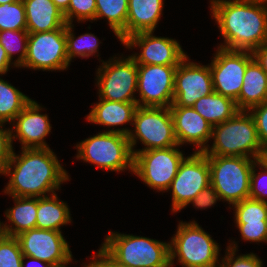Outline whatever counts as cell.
<instances>
[{"instance_id":"45","label":"cell","mask_w":267,"mask_h":267,"mask_svg":"<svg viewBox=\"0 0 267 267\" xmlns=\"http://www.w3.org/2000/svg\"><path fill=\"white\" fill-rule=\"evenodd\" d=\"M53 3L57 6V8L64 13L70 4L71 0H52Z\"/></svg>"},{"instance_id":"24","label":"cell","mask_w":267,"mask_h":267,"mask_svg":"<svg viewBox=\"0 0 267 267\" xmlns=\"http://www.w3.org/2000/svg\"><path fill=\"white\" fill-rule=\"evenodd\" d=\"M93 108L87 115L88 122L103 126L117 127L125 123L133 124V117L137 102H119L99 98V102L92 105Z\"/></svg>"},{"instance_id":"42","label":"cell","mask_w":267,"mask_h":267,"mask_svg":"<svg viewBox=\"0 0 267 267\" xmlns=\"http://www.w3.org/2000/svg\"><path fill=\"white\" fill-rule=\"evenodd\" d=\"M253 57L267 74V43H264L253 52Z\"/></svg>"},{"instance_id":"11","label":"cell","mask_w":267,"mask_h":267,"mask_svg":"<svg viewBox=\"0 0 267 267\" xmlns=\"http://www.w3.org/2000/svg\"><path fill=\"white\" fill-rule=\"evenodd\" d=\"M67 58L66 26L49 32L28 35L27 56L20 67L34 70H65Z\"/></svg>"},{"instance_id":"30","label":"cell","mask_w":267,"mask_h":267,"mask_svg":"<svg viewBox=\"0 0 267 267\" xmlns=\"http://www.w3.org/2000/svg\"><path fill=\"white\" fill-rule=\"evenodd\" d=\"M28 35L29 33L27 30L0 31V44L6 50L10 61L13 60V55H15L17 52H20L19 56L14 62L16 67H20L26 59Z\"/></svg>"},{"instance_id":"3","label":"cell","mask_w":267,"mask_h":267,"mask_svg":"<svg viewBox=\"0 0 267 267\" xmlns=\"http://www.w3.org/2000/svg\"><path fill=\"white\" fill-rule=\"evenodd\" d=\"M213 144L206 156H238L259 160L263 150L253 116L238 111L232 118L212 127Z\"/></svg>"},{"instance_id":"34","label":"cell","mask_w":267,"mask_h":267,"mask_svg":"<svg viewBox=\"0 0 267 267\" xmlns=\"http://www.w3.org/2000/svg\"><path fill=\"white\" fill-rule=\"evenodd\" d=\"M67 24L77 21H95L96 0H71L68 9L63 13Z\"/></svg>"},{"instance_id":"21","label":"cell","mask_w":267,"mask_h":267,"mask_svg":"<svg viewBox=\"0 0 267 267\" xmlns=\"http://www.w3.org/2000/svg\"><path fill=\"white\" fill-rule=\"evenodd\" d=\"M266 101L267 74L253 59L246 67L242 89L235 103L239 111H249Z\"/></svg>"},{"instance_id":"5","label":"cell","mask_w":267,"mask_h":267,"mask_svg":"<svg viewBox=\"0 0 267 267\" xmlns=\"http://www.w3.org/2000/svg\"><path fill=\"white\" fill-rule=\"evenodd\" d=\"M131 129L117 128L98 133L76 145L77 159L110 171L129 169L133 173V160L128 134Z\"/></svg>"},{"instance_id":"47","label":"cell","mask_w":267,"mask_h":267,"mask_svg":"<svg viewBox=\"0 0 267 267\" xmlns=\"http://www.w3.org/2000/svg\"><path fill=\"white\" fill-rule=\"evenodd\" d=\"M16 1H19V0H0V5H4L6 3H13V2H16Z\"/></svg>"},{"instance_id":"4","label":"cell","mask_w":267,"mask_h":267,"mask_svg":"<svg viewBox=\"0 0 267 267\" xmlns=\"http://www.w3.org/2000/svg\"><path fill=\"white\" fill-rule=\"evenodd\" d=\"M101 248L127 267H170L169 242L109 231Z\"/></svg>"},{"instance_id":"33","label":"cell","mask_w":267,"mask_h":267,"mask_svg":"<svg viewBox=\"0 0 267 267\" xmlns=\"http://www.w3.org/2000/svg\"><path fill=\"white\" fill-rule=\"evenodd\" d=\"M23 256L18 238L0 233V267H22Z\"/></svg>"},{"instance_id":"38","label":"cell","mask_w":267,"mask_h":267,"mask_svg":"<svg viewBox=\"0 0 267 267\" xmlns=\"http://www.w3.org/2000/svg\"><path fill=\"white\" fill-rule=\"evenodd\" d=\"M253 116L259 141L263 149H267V101L249 110Z\"/></svg>"},{"instance_id":"15","label":"cell","mask_w":267,"mask_h":267,"mask_svg":"<svg viewBox=\"0 0 267 267\" xmlns=\"http://www.w3.org/2000/svg\"><path fill=\"white\" fill-rule=\"evenodd\" d=\"M17 238L25 256L45 261L53 267H66L73 260L62 232L32 228Z\"/></svg>"},{"instance_id":"36","label":"cell","mask_w":267,"mask_h":267,"mask_svg":"<svg viewBox=\"0 0 267 267\" xmlns=\"http://www.w3.org/2000/svg\"><path fill=\"white\" fill-rule=\"evenodd\" d=\"M258 165L262 171L258 174L255 168ZM260 166V167H259ZM250 199L267 202V167L257 160L251 170Z\"/></svg>"},{"instance_id":"19","label":"cell","mask_w":267,"mask_h":267,"mask_svg":"<svg viewBox=\"0 0 267 267\" xmlns=\"http://www.w3.org/2000/svg\"><path fill=\"white\" fill-rule=\"evenodd\" d=\"M174 123V133L180 145L193 144L196 152H204L212 136V125L193 107L170 106Z\"/></svg>"},{"instance_id":"28","label":"cell","mask_w":267,"mask_h":267,"mask_svg":"<svg viewBox=\"0 0 267 267\" xmlns=\"http://www.w3.org/2000/svg\"><path fill=\"white\" fill-rule=\"evenodd\" d=\"M31 100L9 82L0 78V122L13 123L15 117Z\"/></svg>"},{"instance_id":"39","label":"cell","mask_w":267,"mask_h":267,"mask_svg":"<svg viewBox=\"0 0 267 267\" xmlns=\"http://www.w3.org/2000/svg\"><path fill=\"white\" fill-rule=\"evenodd\" d=\"M4 123L0 122V173L10 161L13 151L11 141V129L2 128Z\"/></svg>"},{"instance_id":"9","label":"cell","mask_w":267,"mask_h":267,"mask_svg":"<svg viewBox=\"0 0 267 267\" xmlns=\"http://www.w3.org/2000/svg\"><path fill=\"white\" fill-rule=\"evenodd\" d=\"M179 145L135 152L133 173L151 189L167 191L185 158ZM178 148V149H177Z\"/></svg>"},{"instance_id":"48","label":"cell","mask_w":267,"mask_h":267,"mask_svg":"<svg viewBox=\"0 0 267 267\" xmlns=\"http://www.w3.org/2000/svg\"><path fill=\"white\" fill-rule=\"evenodd\" d=\"M260 1H262V2H264V3H266V4H267V0H260Z\"/></svg>"},{"instance_id":"7","label":"cell","mask_w":267,"mask_h":267,"mask_svg":"<svg viewBox=\"0 0 267 267\" xmlns=\"http://www.w3.org/2000/svg\"><path fill=\"white\" fill-rule=\"evenodd\" d=\"M210 184L221 200L235 204L249 198L251 170L256 159L238 156H207Z\"/></svg>"},{"instance_id":"31","label":"cell","mask_w":267,"mask_h":267,"mask_svg":"<svg viewBox=\"0 0 267 267\" xmlns=\"http://www.w3.org/2000/svg\"><path fill=\"white\" fill-rule=\"evenodd\" d=\"M235 223H254L267 220V202L244 199L232 205Z\"/></svg>"},{"instance_id":"13","label":"cell","mask_w":267,"mask_h":267,"mask_svg":"<svg viewBox=\"0 0 267 267\" xmlns=\"http://www.w3.org/2000/svg\"><path fill=\"white\" fill-rule=\"evenodd\" d=\"M209 65L214 91L236 101L242 89L247 65L254 59L250 51L217 48Z\"/></svg>"},{"instance_id":"1","label":"cell","mask_w":267,"mask_h":267,"mask_svg":"<svg viewBox=\"0 0 267 267\" xmlns=\"http://www.w3.org/2000/svg\"><path fill=\"white\" fill-rule=\"evenodd\" d=\"M21 150V154L17 155L13 149L10 161L0 173L10 178L5 194L40 198L56 193L61 188L60 184L69 181L67 171L50 148Z\"/></svg>"},{"instance_id":"29","label":"cell","mask_w":267,"mask_h":267,"mask_svg":"<svg viewBox=\"0 0 267 267\" xmlns=\"http://www.w3.org/2000/svg\"><path fill=\"white\" fill-rule=\"evenodd\" d=\"M74 24L66 25V47L69 62L75 57L88 58L96 55L99 47L98 38L91 33L75 37L73 33Z\"/></svg>"},{"instance_id":"8","label":"cell","mask_w":267,"mask_h":267,"mask_svg":"<svg viewBox=\"0 0 267 267\" xmlns=\"http://www.w3.org/2000/svg\"><path fill=\"white\" fill-rule=\"evenodd\" d=\"M134 130L128 134L132 154L135 152L165 149L179 145L169 107H137L133 117ZM135 132V133H134ZM137 140L145 146L135 150Z\"/></svg>"},{"instance_id":"40","label":"cell","mask_w":267,"mask_h":267,"mask_svg":"<svg viewBox=\"0 0 267 267\" xmlns=\"http://www.w3.org/2000/svg\"><path fill=\"white\" fill-rule=\"evenodd\" d=\"M220 200L221 197L218 195V192L213 188V186L210 184L203 190H201L194 199L191 200V204L195 206L196 208L200 209H206L214 204H216V201Z\"/></svg>"},{"instance_id":"37","label":"cell","mask_w":267,"mask_h":267,"mask_svg":"<svg viewBox=\"0 0 267 267\" xmlns=\"http://www.w3.org/2000/svg\"><path fill=\"white\" fill-rule=\"evenodd\" d=\"M241 238L251 242H267V220L254 223H236Z\"/></svg>"},{"instance_id":"41","label":"cell","mask_w":267,"mask_h":267,"mask_svg":"<svg viewBox=\"0 0 267 267\" xmlns=\"http://www.w3.org/2000/svg\"><path fill=\"white\" fill-rule=\"evenodd\" d=\"M92 257L90 263L87 264L89 267H127L117 263L102 248H100L96 255H93Z\"/></svg>"},{"instance_id":"12","label":"cell","mask_w":267,"mask_h":267,"mask_svg":"<svg viewBox=\"0 0 267 267\" xmlns=\"http://www.w3.org/2000/svg\"><path fill=\"white\" fill-rule=\"evenodd\" d=\"M210 185V168L207 156L196 152L183 159L168 190H172V212L190 204L196 195Z\"/></svg>"},{"instance_id":"20","label":"cell","mask_w":267,"mask_h":267,"mask_svg":"<svg viewBox=\"0 0 267 267\" xmlns=\"http://www.w3.org/2000/svg\"><path fill=\"white\" fill-rule=\"evenodd\" d=\"M26 30L30 33L49 32L66 26L64 14L52 0H23Z\"/></svg>"},{"instance_id":"46","label":"cell","mask_w":267,"mask_h":267,"mask_svg":"<svg viewBox=\"0 0 267 267\" xmlns=\"http://www.w3.org/2000/svg\"><path fill=\"white\" fill-rule=\"evenodd\" d=\"M259 161L267 167V149H263Z\"/></svg>"},{"instance_id":"43","label":"cell","mask_w":267,"mask_h":267,"mask_svg":"<svg viewBox=\"0 0 267 267\" xmlns=\"http://www.w3.org/2000/svg\"><path fill=\"white\" fill-rule=\"evenodd\" d=\"M15 63L10 61L6 50L3 48V46L0 44V75L6 74L10 69L9 67Z\"/></svg>"},{"instance_id":"35","label":"cell","mask_w":267,"mask_h":267,"mask_svg":"<svg viewBox=\"0 0 267 267\" xmlns=\"http://www.w3.org/2000/svg\"><path fill=\"white\" fill-rule=\"evenodd\" d=\"M229 243V246L226 248L225 257L222 258L219 267H262V260L254 253L236 255L237 243L235 241Z\"/></svg>"},{"instance_id":"26","label":"cell","mask_w":267,"mask_h":267,"mask_svg":"<svg viewBox=\"0 0 267 267\" xmlns=\"http://www.w3.org/2000/svg\"><path fill=\"white\" fill-rule=\"evenodd\" d=\"M192 107L212 126L223 123L239 111L233 99L215 91L201 97Z\"/></svg>"},{"instance_id":"44","label":"cell","mask_w":267,"mask_h":267,"mask_svg":"<svg viewBox=\"0 0 267 267\" xmlns=\"http://www.w3.org/2000/svg\"><path fill=\"white\" fill-rule=\"evenodd\" d=\"M25 259L27 260L29 259L27 265H25V262H24ZM22 267H53V266L45 261H41L39 259H35V258L24 255L22 258Z\"/></svg>"},{"instance_id":"2","label":"cell","mask_w":267,"mask_h":267,"mask_svg":"<svg viewBox=\"0 0 267 267\" xmlns=\"http://www.w3.org/2000/svg\"><path fill=\"white\" fill-rule=\"evenodd\" d=\"M224 44L220 48L253 52L267 43V5L260 0H211Z\"/></svg>"},{"instance_id":"22","label":"cell","mask_w":267,"mask_h":267,"mask_svg":"<svg viewBox=\"0 0 267 267\" xmlns=\"http://www.w3.org/2000/svg\"><path fill=\"white\" fill-rule=\"evenodd\" d=\"M163 2V0H129L126 38L139 32H154L163 15Z\"/></svg>"},{"instance_id":"6","label":"cell","mask_w":267,"mask_h":267,"mask_svg":"<svg viewBox=\"0 0 267 267\" xmlns=\"http://www.w3.org/2000/svg\"><path fill=\"white\" fill-rule=\"evenodd\" d=\"M170 267L174 260L182 267H219L220 247L210 234L206 233L196 221H181L177 232L169 242Z\"/></svg>"},{"instance_id":"14","label":"cell","mask_w":267,"mask_h":267,"mask_svg":"<svg viewBox=\"0 0 267 267\" xmlns=\"http://www.w3.org/2000/svg\"><path fill=\"white\" fill-rule=\"evenodd\" d=\"M177 66L138 65L139 107H170L174 100V75Z\"/></svg>"},{"instance_id":"32","label":"cell","mask_w":267,"mask_h":267,"mask_svg":"<svg viewBox=\"0 0 267 267\" xmlns=\"http://www.w3.org/2000/svg\"><path fill=\"white\" fill-rule=\"evenodd\" d=\"M26 24L23 0L0 5V31L26 30Z\"/></svg>"},{"instance_id":"10","label":"cell","mask_w":267,"mask_h":267,"mask_svg":"<svg viewBox=\"0 0 267 267\" xmlns=\"http://www.w3.org/2000/svg\"><path fill=\"white\" fill-rule=\"evenodd\" d=\"M97 69V86L99 98L119 101L137 102L138 65L131 56L113 57L103 61Z\"/></svg>"},{"instance_id":"25","label":"cell","mask_w":267,"mask_h":267,"mask_svg":"<svg viewBox=\"0 0 267 267\" xmlns=\"http://www.w3.org/2000/svg\"><path fill=\"white\" fill-rule=\"evenodd\" d=\"M68 205L56 193L37 197L36 228L62 232L60 227L71 223Z\"/></svg>"},{"instance_id":"23","label":"cell","mask_w":267,"mask_h":267,"mask_svg":"<svg viewBox=\"0 0 267 267\" xmlns=\"http://www.w3.org/2000/svg\"><path fill=\"white\" fill-rule=\"evenodd\" d=\"M11 197L14 199L15 205L5 212L10 225L0 221V233L17 237L23 232L36 228L37 197Z\"/></svg>"},{"instance_id":"18","label":"cell","mask_w":267,"mask_h":267,"mask_svg":"<svg viewBox=\"0 0 267 267\" xmlns=\"http://www.w3.org/2000/svg\"><path fill=\"white\" fill-rule=\"evenodd\" d=\"M40 110H43L41 106L31 100L15 117L14 126L11 127L12 143L17 138L22 144L21 148H49L44 139L51 132V125L48 115L41 114Z\"/></svg>"},{"instance_id":"27","label":"cell","mask_w":267,"mask_h":267,"mask_svg":"<svg viewBox=\"0 0 267 267\" xmlns=\"http://www.w3.org/2000/svg\"><path fill=\"white\" fill-rule=\"evenodd\" d=\"M129 0H96V15L98 18L108 20L110 28L121 41L126 39V23Z\"/></svg>"},{"instance_id":"16","label":"cell","mask_w":267,"mask_h":267,"mask_svg":"<svg viewBox=\"0 0 267 267\" xmlns=\"http://www.w3.org/2000/svg\"><path fill=\"white\" fill-rule=\"evenodd\" d=\"M153 33H135L122 44L129 49L138 46L142 50L139 54L131 55L137 65H179L187 56L179 42L168 37L153 36Z\"/></svg>"},{"instance_id":"17","label":"cell","mask_w":267,"mask_h":267,"mask_svg":"<svg viewBox=\"0 0 267 267\" xmlns=\"http://www.w3.org/2000/svg\"><path fill=\"white\" fill-rule=\"evenodd\" d=\"M188 55L174 75V100L170 106L192 107L201 97L214 92L209 65L190 62Z\"/></svg>"}]
</instances>
